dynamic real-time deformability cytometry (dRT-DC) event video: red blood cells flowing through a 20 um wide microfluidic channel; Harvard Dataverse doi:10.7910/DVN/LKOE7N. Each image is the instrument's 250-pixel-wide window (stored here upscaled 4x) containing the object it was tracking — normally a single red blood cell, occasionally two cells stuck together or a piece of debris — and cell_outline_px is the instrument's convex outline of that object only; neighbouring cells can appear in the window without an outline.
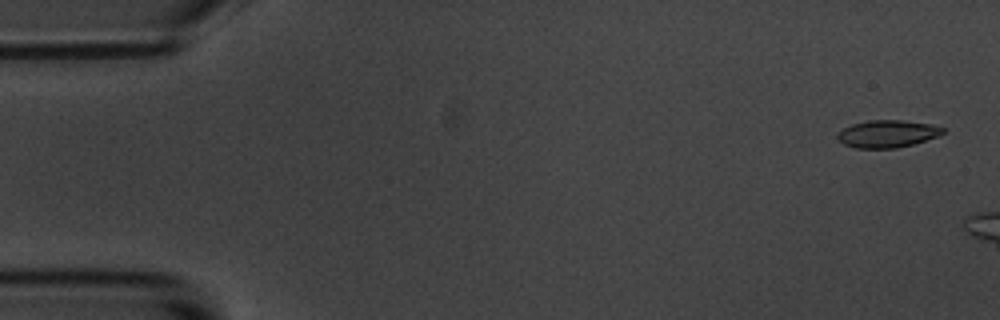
{"species": "common noctule bat (a hibernating species)", "species_latin": "Nyctalus noctula", "temperature_condition": "room temperature", "stored_images_in_passage": 2, "camera_frame_rate_fps": 3000, "um_per_image_px": 0.085, "animal": {"sex": "male", "body_mass_g": 20.1, "forearm_length_mm": 53.5}, "frame": {"image": 1, "passage_image": 1, "time_ms": 0.0, "image_size_px": [1000, 320], "cell_outline_px": [[944, 132], [940, 136], [912, 144], [896, 148], [856, 148], [844, 144], [836, 136], [836, 132], [852, 124], [868, 120], [904, 120], [932, 124], [944, 128]], "centroid_in_image_um": [75.43, 11.36], "position_along_channel_um": 9.6, "area_um2": 16.88}}